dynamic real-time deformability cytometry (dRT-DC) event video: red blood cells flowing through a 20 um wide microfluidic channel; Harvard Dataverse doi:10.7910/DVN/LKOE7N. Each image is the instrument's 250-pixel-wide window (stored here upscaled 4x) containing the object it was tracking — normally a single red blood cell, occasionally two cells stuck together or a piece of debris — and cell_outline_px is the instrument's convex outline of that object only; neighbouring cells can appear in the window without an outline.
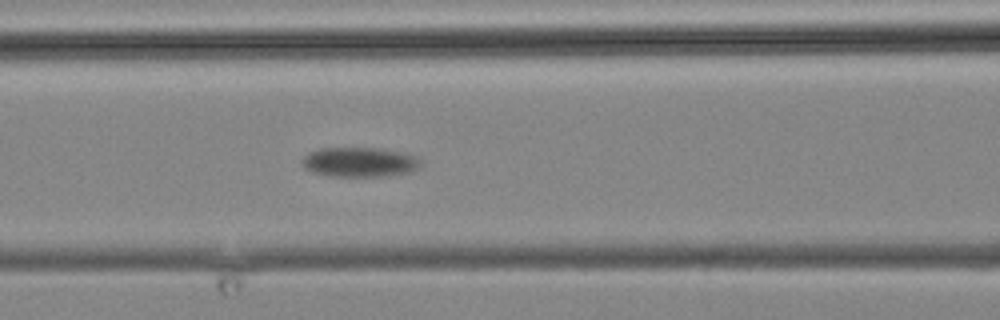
{"species": "common noctule bat (a hibernating species)", "species_latin": "Nyctalus noctula", "temperature_condition": "cold", "stored_images_in_passage": 13, "camera_frame_rate_fps": 3000, "um_per_image_px": 0.085, "animal": {"sex": "male", "body_mass_g": 19.2, "forearm_length_mm": 51.8}, "frame": {"image": 1, "passage_image": 13, "time_ms": 17.0, "image_size_px": [1000, 320], "cell_outline_px": [[420, 168], [408, 172], [384, 176], [328, 176], [312, 172], [304, 168], [300, 160], [308, 152], [320, 148], [380, 148], [400, 152], [416, 156], [420, 160]], "centroid_in_image_um": [30.52, 13.77], "position_along_channel_um": 136.1, "area_um2": 20.58}}